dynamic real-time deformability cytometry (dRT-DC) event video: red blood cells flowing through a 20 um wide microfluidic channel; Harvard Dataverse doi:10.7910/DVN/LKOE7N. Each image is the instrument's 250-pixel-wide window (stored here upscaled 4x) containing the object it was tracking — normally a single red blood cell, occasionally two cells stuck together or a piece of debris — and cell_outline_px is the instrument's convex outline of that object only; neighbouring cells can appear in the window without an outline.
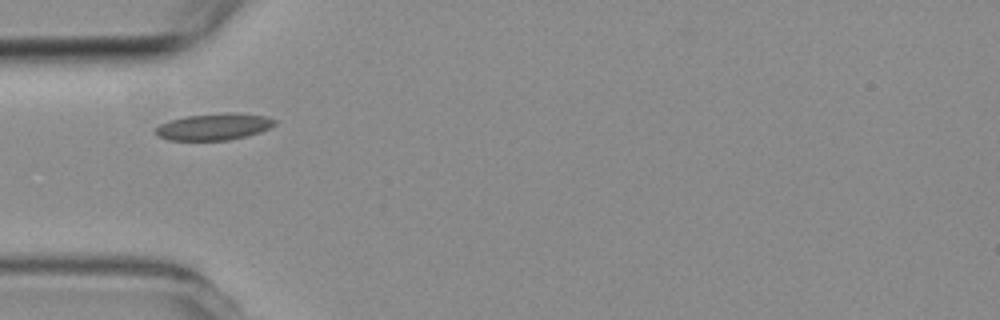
{"species": "common noctule bat (a hibernating species)", "species_latin": "Nyctalus noctula", "temperature_condition": "room temperature", "stored_images_in_passage": 1, "camera_frame_rate_fps": 3000, "um_per_image_px": 0.085, "animal": {"sex": "female", "body_mass_g": 19.3, "forearm_length_mm": 54.1}, "frame": {"image": 1, "passage_image": 1, "time_ms": 0.0, "image_size_px": [1000, 320], "cell_outline_px": [[276, 124], [260, 132], [228, 140], [168, 140], [156, 136], [152, 132], [160, 124], [168, 120], [184, 116], [228, 112], [240, 112], [268, 116], [276, 120]], "centroid_in_image_um": [18.16, 10.75], "position_along_channel_um": 66.8, "area_um2": 18.84}}